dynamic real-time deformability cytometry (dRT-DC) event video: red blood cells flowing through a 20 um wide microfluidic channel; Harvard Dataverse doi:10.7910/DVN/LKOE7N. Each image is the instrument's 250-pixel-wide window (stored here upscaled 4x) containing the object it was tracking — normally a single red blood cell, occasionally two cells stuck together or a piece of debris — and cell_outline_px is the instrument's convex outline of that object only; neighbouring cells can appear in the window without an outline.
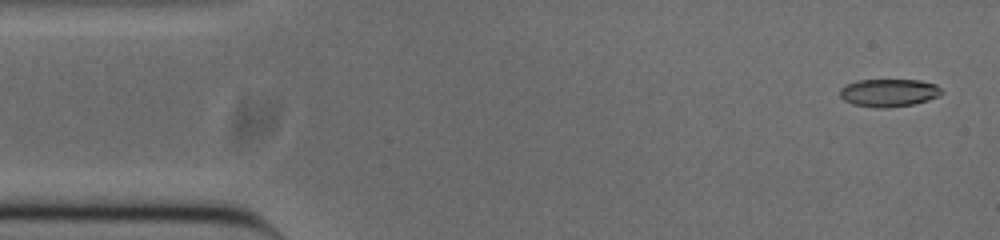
{"species": "common noctule bat (a hibernating species)", "species_latin": "Nyctalus noctula", "temperature_condition": "cold", "stored_images_in_passage": 50, "camera_frame_rate_fps": 3000, "um_per_image_px": 0.085, "animal": {"sex": "male", "body_mass_g": 20.0, "forearm_length_mm": 53.3}, "frame": {"image": 1, "passage_image": 2, "time_ms": 0.333, "image_size_px": [1000, 240], "cell_outline_px": [[944, 92], [940, 96], [928, 100], [912, 104], [888, 108], [876, 108], [852, 104], [844, 100], [840, 96], [840, 88], [844, 84], [856, 80], [920, 80], [936, 84]], "centroid_in_image_um": [75.54, 7.88], "position_along_channel_um": 9.5, "area_um2": 16.7}}
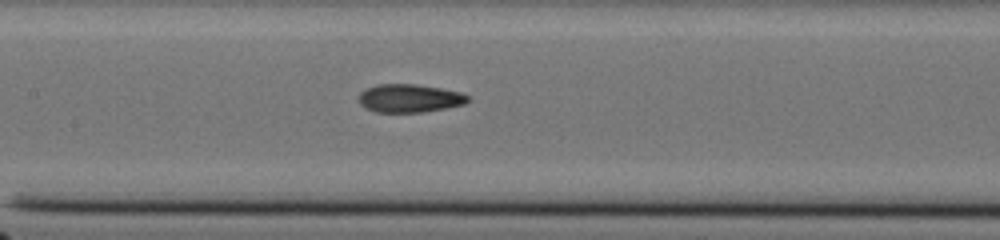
{"frame": {"image": 2, "passage_image": 23, "time_ms": 7.333, "image_size_px": [1000, 240], "cell_outline_px": [[468, 100], [464, 104], [444, 108], [420, 112], [376, 112], [364, 108], [360, 104], [360, 92], [364, 88], [376, 84], [416, 84], [440, 88], [460, 92], [468, 96]], "centroid_in_image_um": [34.75, 8.34], "position_along_channel_um": 172.6, "area_um2": 17.86}}
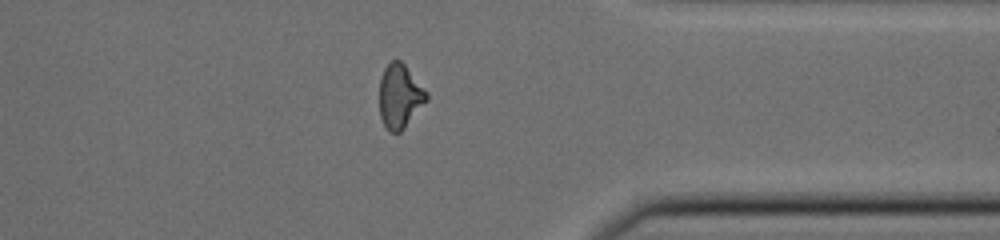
{"frame": {"image": 3, "passage_image": 40, "time_ms": 13.0, "image_size_px": [1000, 240], "cell_outline_px": [[428, 100], [404, 128], [400, 132], [388, 132], [380, 116], [380, 80], [384, 68], [392, 60], [400, 60], [404, 64], [428, 92]], "centroid_in_image_um": [33.99, 8.18], "position_along_channel_um": 377.4, "area_um2": 17.51}, "authors_computed_cell_mechanics": {"area_um2": 17.5134, "velocity_mm_per_s": 3.8535, "shape_relaxation_time_tau1_ms": 9.7182, "shape_relaxation_time_tau2_ms": 3.2215, "deformation_change_tau1": 0.2452, "deformation_change_tau2": 0.1119}}